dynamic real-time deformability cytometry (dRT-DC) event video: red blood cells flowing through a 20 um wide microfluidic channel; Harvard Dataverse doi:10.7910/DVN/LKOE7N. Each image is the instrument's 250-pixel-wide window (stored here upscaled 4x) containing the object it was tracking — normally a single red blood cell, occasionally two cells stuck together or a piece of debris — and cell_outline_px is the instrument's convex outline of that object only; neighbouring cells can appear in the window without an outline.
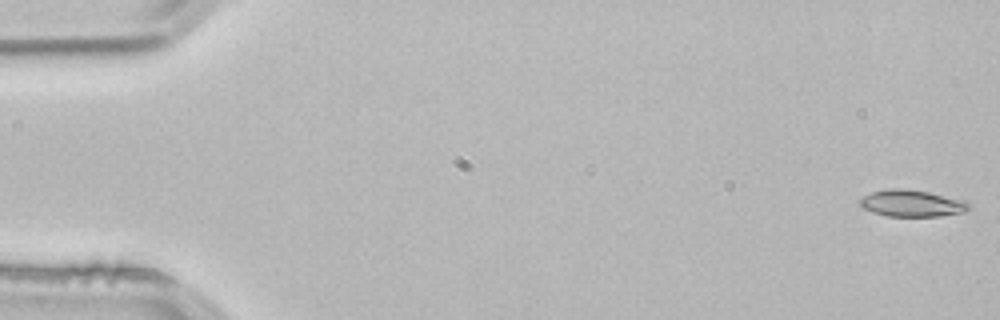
{"species": "common noctule bat (a hibernating species)", "species_latin": "Nyctalus noctula", "temperature_condition": "room temperature", "stored_images_in_passage": 53, "camera_frame_rate_fps": 3000, "um_per_image_px": 0.085, "animal": {"sex": "male", "body_mass_g": 21.5, "forearm_length_mm": 52.0}, "frame": {"image": 1, "passage_image": 1, "time_ms": 0.0, "image_size_px": [1000, 320], "cell_outline_px": [[972, 208], [964, 212], [940, 216], [884, 216], [872, 212], [864, 208], [860, 204], [860, 200], [864, 196], [872, 192], [892, 188], [904, 188], [928, 192], [964, 200]], "centroid_in_image_um": [77.52, 17.29], "position_along_channel_um": 7.5, "area_um2": 16.88}}
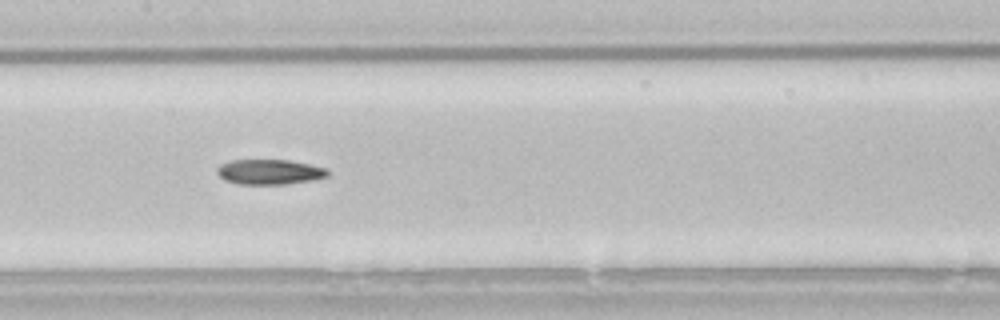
{"frame": {"image": 2, "passage_image": 26, "time_ms": 8.333, "image_size_px": [1000, 320], "cell_outline_px": [[328, 176], [312, 180], [288, 184], [240, 184], [224, 180], [216, 172], [216, 168], [220, 164], [232, 160], [288, 160], [328, 168]], "centroid_in_image_um": [22.9, 14.61], "position_along_channel_um": 184.5, "area_um2": 16.18}}
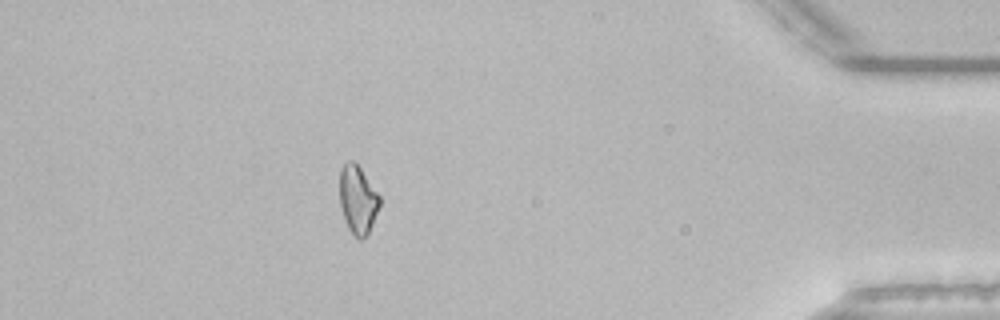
{"frame": {"image": 3, "passage_image": 47, "time_ms": 15.333, "image_size_px": [1000, 320], "cell_outline_px": [[380, 204], [372, 224], [368, 232], [360, 240], [348, 228], [344, 220], [340, 204], [340, 168], [348, 160], [352, 160], [360, 168], [380, 196]], "centroid_in_image_um": [30.39, 16.95], "position_along_channel_um": 404.8, "area_um2": 15.61}}